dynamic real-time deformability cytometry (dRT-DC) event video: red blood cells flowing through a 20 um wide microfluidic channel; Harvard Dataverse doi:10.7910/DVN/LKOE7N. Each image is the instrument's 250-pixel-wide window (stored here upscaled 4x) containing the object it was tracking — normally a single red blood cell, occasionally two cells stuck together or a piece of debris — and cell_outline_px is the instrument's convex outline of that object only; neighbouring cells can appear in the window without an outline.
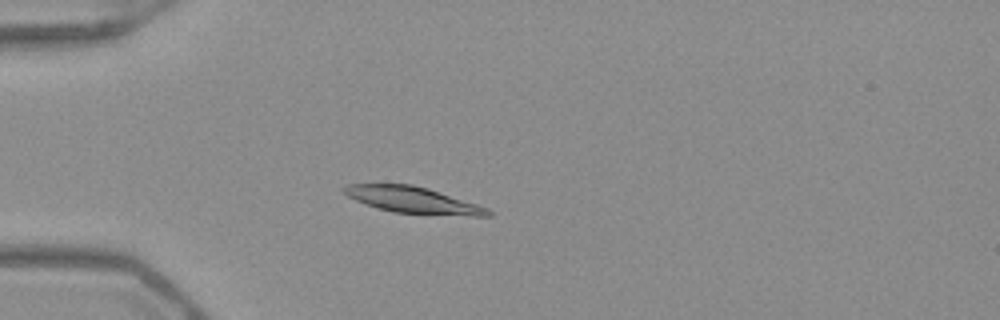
{"species": "Egyptian fruit bat (a non-hibernating species)", "species_latin": "Rousettus aegyptiacus", "temperature_condition": "warm", "stored_images_in_passage": 52, "camera_frame_rate_fps": 3000, "um_per_image_px": 0.085, "frame": {"image": 1, "passage_image": 15, "time_ms": 4.667, "image_size_px": [1000, 320], "cell_outline_px": [[492, 216], [472, 216], [392, 212], [376, 208], [356, 200], [348, 196], [340, 188], [348, 184], [412, 184], [428, 188], [488, 208], [492, 212]], "centroid_in_image_um": [35.08, 17.0], "position_along_channel_um": 49.9, "area_um2": 21.96}}
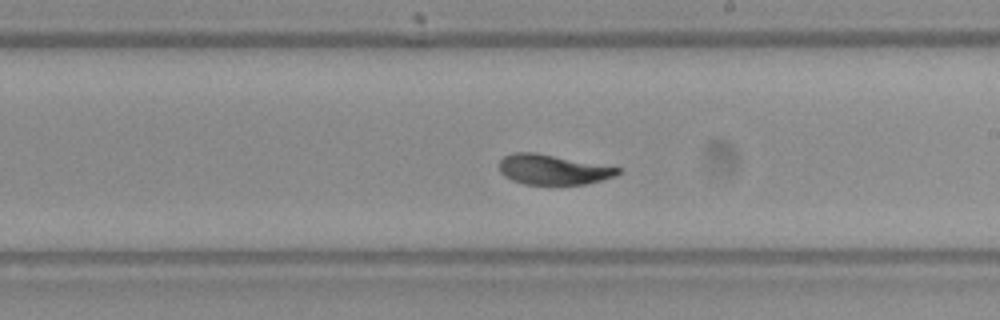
{"frame": {"image": 2, "passage_image": 31, "time_ms": 10.0, "image_size_px": [1000, 320], "cell_outline_px": [[624, 172], [616, 176], [584, 184], [524, 184], [512, 180], [504, 176], [500, 172], [500, 160], [504, 156], [512, 152], [536, 152], [624, 168]], "centroid_in_image_um": [47.05, 14.4], "position_along_channel_um": 242.0, "area_um2": 20.98}}
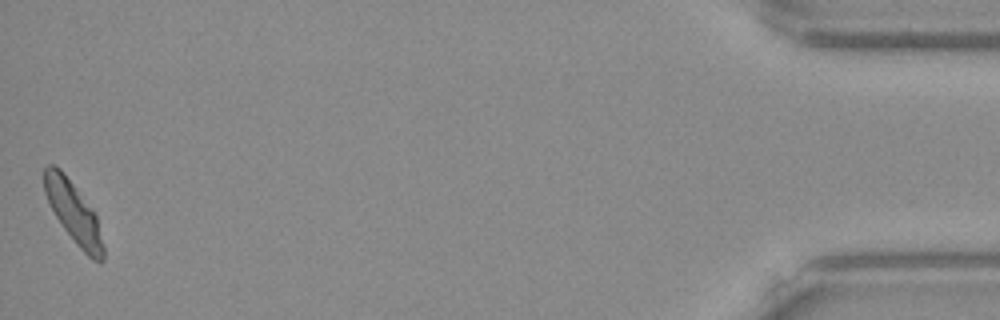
{"frame": {"image": 3, "passage_image": 52, "time_ms": 17.0, "image_size_px": [1000, 320], "cell_outline_px": [[104, 260], [100, 264], [92, 260], [76, 244], [64, 228], [56, 216], [44, 192], [44, 168], [48, 164], [56, 164], [60, 168], [96, 216], [104, 248]], "centroid_in_image_um": [6.25, 18.09], "position_along_channel_um": 429.0, "area_um2": 20.4}, "authors_computed_cell_mechanics": {"area_um2": 21.964, "velocity_mm_per_s": 3.9231, "shape_relaxation_time_tau1_ms": 2.5795, "shape_relaxation_time_tau2_ms": 1.5723, "deformation_change_tau1": 0.1539, "deformation_change_tau2": 0.0725}}